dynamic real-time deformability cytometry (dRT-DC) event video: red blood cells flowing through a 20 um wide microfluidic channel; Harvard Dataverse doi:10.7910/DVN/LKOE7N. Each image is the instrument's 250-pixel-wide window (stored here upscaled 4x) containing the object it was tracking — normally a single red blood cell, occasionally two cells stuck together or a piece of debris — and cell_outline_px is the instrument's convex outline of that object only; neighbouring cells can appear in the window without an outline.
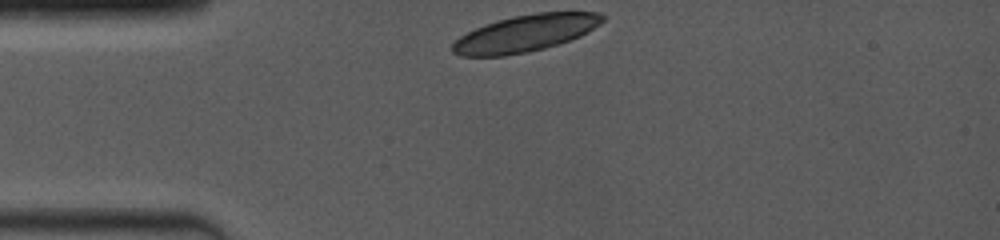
{"species": "common noctule bat (a hibernating species)", "species_latin": "Nyctalus noctula", "temperature_condition": "room temperature", "stored_images_in_passage": 3, "camera_frame_rate_fps": 4000, "um_per_image_px": 0.085, "animal": {"sex": "female", "body_mass_g": 19.0, "forearm_length_mm": 53.3}, "frame": {"image": 1, "passage_image": 1, "time_ms": 0.0, "image_size_px": [1000, 240], "cell_outline_px": [[604, 20], [600, 24], [580, 36], [544, 48], [528, 52], [504, 56], [460, 56], [452, 52], [452, 44], [460, 36], [476, 28], [496, 20], [512, 16], [536, 12], [600, 12], [604, 16]], "centroid_in_image_um": [44.64, 2.82], "position_along_channel_um": 40.4, "area_um2": 32.02}}